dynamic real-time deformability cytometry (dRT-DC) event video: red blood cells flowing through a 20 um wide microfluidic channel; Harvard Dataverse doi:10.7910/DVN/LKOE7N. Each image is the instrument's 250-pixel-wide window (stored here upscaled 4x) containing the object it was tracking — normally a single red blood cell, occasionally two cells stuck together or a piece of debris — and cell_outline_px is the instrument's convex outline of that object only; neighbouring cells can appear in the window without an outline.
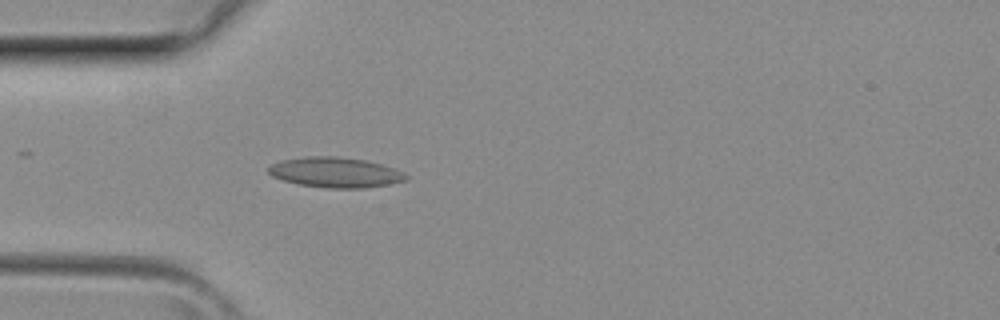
{"species": "common noctule bat (a hibernating species)", "species_latin": "Nyctalus noctula", "temperature_condition": "room temperature", "stored_images_in_passage": 21, "camera_frame_rate_fps": 3000, "um_per_image_px": 0.085, "animal": {"sex": "female", "body_mass_g": 29.2, "forearm_length_mm": 56.3}, "frame": {"image": 1, "passage_image": 1, "time_ms": 0.0, "image_size_px": [1000, 320], "cell_outline_px": [[408, 180], [388, 184], [364, 188], [328, 188], [300, 184], [284, 180], [272, 176], [268, 172], [268, 168], [272, 164], [280, 160], [304, 156], [336, 156], [364, 160], [380, 164], [404, 172], [408, 176]], "centroid_in_image_um": [28.5, 14.65], "position_along_channel_um": 56.5, "area_um2": 24.1}}
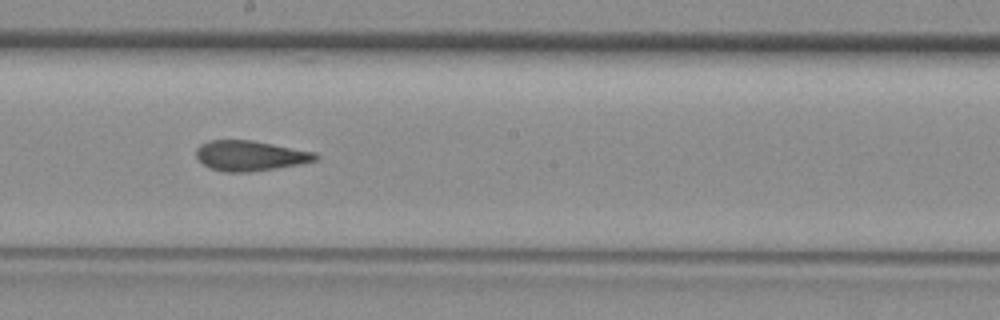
{"frame": {"image": 2, "passage_image": 11, "time_ms": 3.333, "image_size_px": [1000, 320], "cell_outline_px": [[320, 156], [316, 160], [300, 164], [276, 168], [248, 172], [224, 172], [212, 168], [204, 164], [196, 156], [196, 148], [200, 144], [208, 140], [252, 140], [316, 152]], "centroid_in_image_um": [21.27, 13.23], "position_along_channel_um": 226.9, "area_um2": 20.98}}
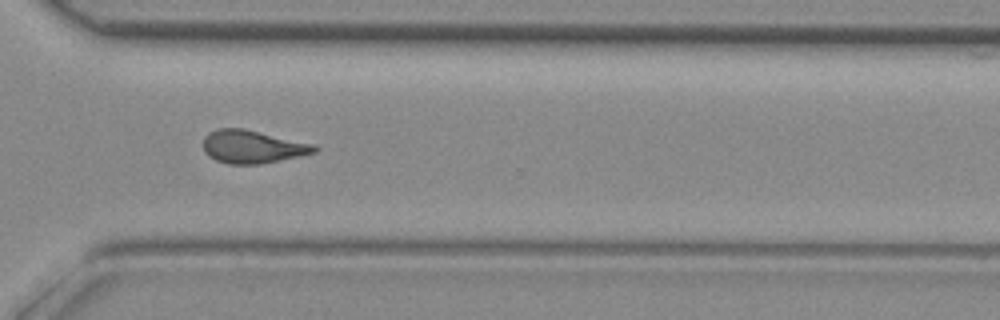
{"frame": {"image": 3, "passage_image": 18, "time_ms": 5.667, "image_size_px": [1000, 320], "cell_outline_px": [[320, 148], [316, 152], [300, 156], [260, 164], [228, 164], [216, 160], [208, 156], [204, 152], [204, 136], [208, 132], [220, 128], [244, 128], [316, 144]], "centroid_in_image_um": [21.49, 12.46], "position_along_channel_um": 349.1, "area_um2": 21.62}}